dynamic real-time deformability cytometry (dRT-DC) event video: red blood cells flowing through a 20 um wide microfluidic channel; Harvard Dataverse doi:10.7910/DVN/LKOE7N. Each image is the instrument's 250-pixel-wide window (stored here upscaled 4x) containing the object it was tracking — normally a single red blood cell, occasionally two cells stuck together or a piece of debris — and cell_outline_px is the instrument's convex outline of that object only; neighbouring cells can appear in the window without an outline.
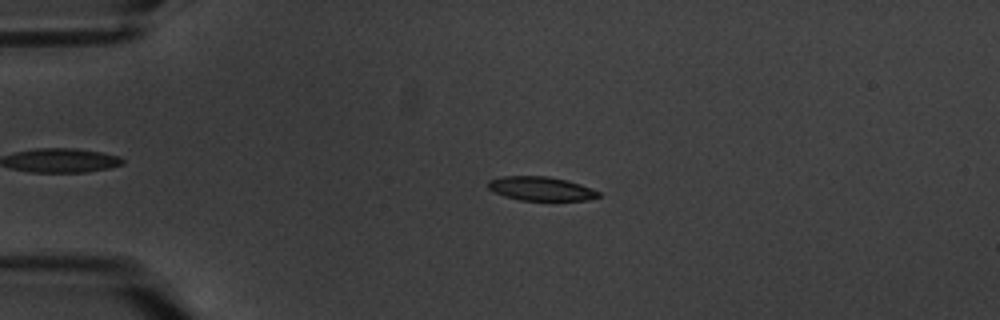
{"species": "common noctule bat (a hibernating species)", "species_latin": "Nyctalus noctula", "temperature_condition": "warm", "stored_images_in_passage": 5, "camera_frame_rate_fps": 3000, "um_per_image_px": 0.085, "animal": {"sex": "male", "body_mass_g": 20.1, "forearm_length_mm": 53.5}, "frame": {"image": 1, "passage_image": 4, "time_ms": 3.667, "image_size_px": [1000, 320], "cell_outline_px": [[600, 196], [588, 200], [520, 200], [504, 196], [488, 188], [488, 180], [500, 176], [548, 176], [568, 180], [580, 184], [600, 192]], "centroid_in_image_um": [45.97, 16.03], "position_along_channel_um": 39.0, "area_um2": 15.37}}